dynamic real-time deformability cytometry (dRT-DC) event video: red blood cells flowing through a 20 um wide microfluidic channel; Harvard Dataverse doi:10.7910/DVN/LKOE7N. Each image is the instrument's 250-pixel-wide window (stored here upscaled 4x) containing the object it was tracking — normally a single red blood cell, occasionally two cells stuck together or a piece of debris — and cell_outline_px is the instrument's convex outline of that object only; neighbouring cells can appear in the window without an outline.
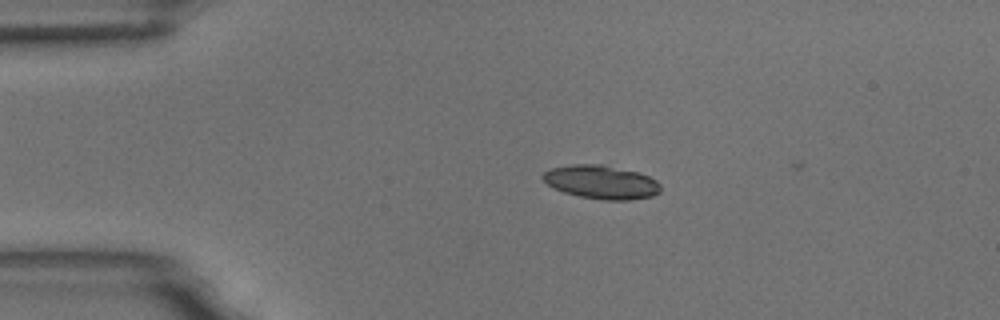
{"species": "common noctule bat (a hibernating species)", "species_latin": "Nyctalus noctula", "temperature_condition": "room temperature", "stored_images_in_passage": 6, "camera_frame_rate_fps": 3000, "um_per_image_px": 0.085, "animal": {"sex": "male", "body_mass_g": 18.8}, "frame": {"image": 1, "passage_image": 5, "time_ms": 1.333, "image_size_px": [1000, 320], "cell_outline_px": [[660, 192], [652, 196], [628, 200], [604, 200], [580, 196], [564, 192], [548, 184], [540, 176], [544, 172], [552, 168], [572, 164], [604, 164], [640, 172], [656, 180], [660, 184]], "centroid_in_image_um": [51.13, 15.46], "position_along_channel_um": 33.9, "area_um2": 23.06}}